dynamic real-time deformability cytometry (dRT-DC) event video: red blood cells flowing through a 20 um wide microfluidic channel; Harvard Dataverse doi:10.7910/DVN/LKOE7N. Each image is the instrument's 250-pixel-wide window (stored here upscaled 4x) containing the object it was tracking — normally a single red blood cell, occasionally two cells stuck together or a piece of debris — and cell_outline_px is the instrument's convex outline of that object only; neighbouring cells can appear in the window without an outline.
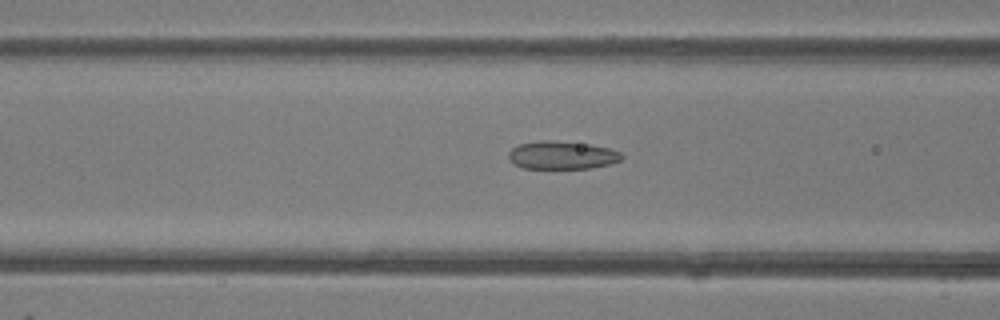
{"species": "common noctule bat (a hibernating species)", "species_latin": "Nyctalus noctula", "temperature_condition": "room temperature", "stored_images_in_passage": 46, "camera_frame_rate_fps": 3000, "um_per_image_px": 0.085, "animal": {"sex": "female"}, "frame": {"image": 1, "passage_image": 20, "time_ms": 6.333, "image_size_px": [1000, 320], "cell_outline_px": [[624, 156], [620, 160], [612, 164], [592, 168], [524, 168], [512, 164], [508, 160], [508, 152], [512, 148], [520, 144], [540, 140], [552, 140], [592, 144], [608, 148], [620, 152]], "centroid_in_image_um": [47.76, 13.19], "position_along_channel_um": 118.8, "area_um2": 18.73}}
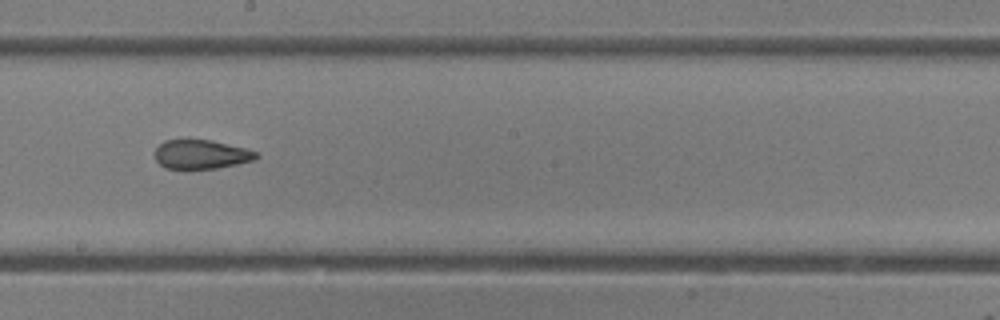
{"frame": {"image": 2, "passage_image": 28, "time_ms": 9.0, "image_size_px": [1000, 320], "cell_outline_px": [[260, 156], [256, 160], [216, 168], [164, 168], [156, 160], [156, 148], [164, 140], [212, 140], [244, 148], [256, 152]], "centroid_in_image_um": [17.12, 13.12], "position_along_channel_um": 231.1, "area_um2": 16.94}}
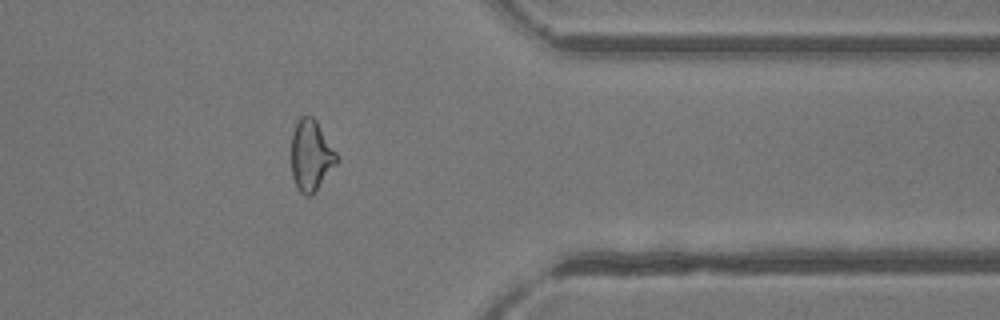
{"frame": {"image": 3, "passage_image": 40, "time_ms": 13.0, "image_size_px": [1000, 320], "cell_outline_px": [[340, 160], [312, 196], [304, 196], [296, 188], [292, 176], [292, 132], [296, 120], [300, 116], [312, 116], [316, 120], [336, 152]], "centroid_in_image_um": [26.44, 13.23], "position_along_channel_um": 385.0, "area_um2": 19.02}, "authors_computed_cell_mechanics": {"area_um2": 19.4208, "velocity_mm_per_s": 4.2026, "shape_relaxation_time_tau1_ms": null, "shape_relaxation_time_tau2_ms": 1.7098, "deformation_change_tau1": null, "deformation_change_tau2": 0.0864}}